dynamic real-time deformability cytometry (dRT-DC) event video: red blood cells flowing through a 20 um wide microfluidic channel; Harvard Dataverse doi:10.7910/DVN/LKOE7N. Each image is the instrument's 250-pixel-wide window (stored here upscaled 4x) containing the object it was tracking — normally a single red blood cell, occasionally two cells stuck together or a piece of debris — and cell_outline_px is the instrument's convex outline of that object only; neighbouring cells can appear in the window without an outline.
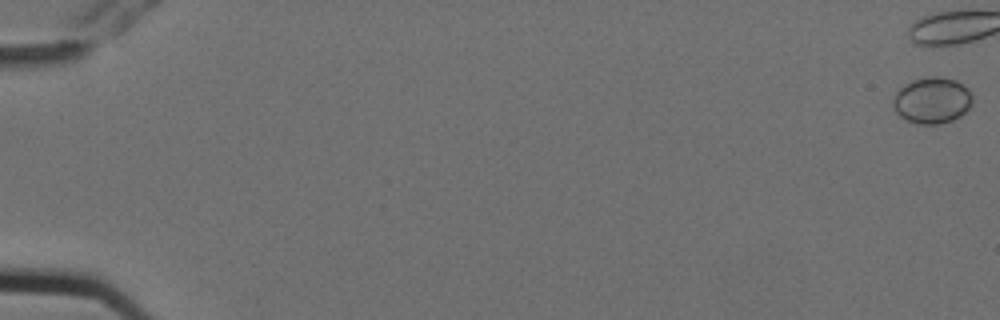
{"species": "Egyptian fruit bat (a non-hibernating species)", "species_latin": "Rousettus aegyptiacus", "temperature_condition": "cold", "stored_images_in_passage": 8, "camera_frame_rate_fps": 3000, "um_per_image_px": 0.085, "animal": {"sex": "female"}, "frame": {"image": 1, "passage_image": 1, "time_ms": 0.0, "image_size_px": [1000, 320], "cell_outline_px": [[972, 104], [960, 116], [952, 120], [936, 124], [916, 124], [900, 116], [896, 112], [892, 104], [892, 100], [896, 92], [904, 84], [912, 80], [928, 76], [940, 76], [956, 80], [968, 88], [972, 96]], "centroid_in_image_um": [79.21, 8.51], "position_along_channel_um": 5.8, "area_um2": 21.5}}